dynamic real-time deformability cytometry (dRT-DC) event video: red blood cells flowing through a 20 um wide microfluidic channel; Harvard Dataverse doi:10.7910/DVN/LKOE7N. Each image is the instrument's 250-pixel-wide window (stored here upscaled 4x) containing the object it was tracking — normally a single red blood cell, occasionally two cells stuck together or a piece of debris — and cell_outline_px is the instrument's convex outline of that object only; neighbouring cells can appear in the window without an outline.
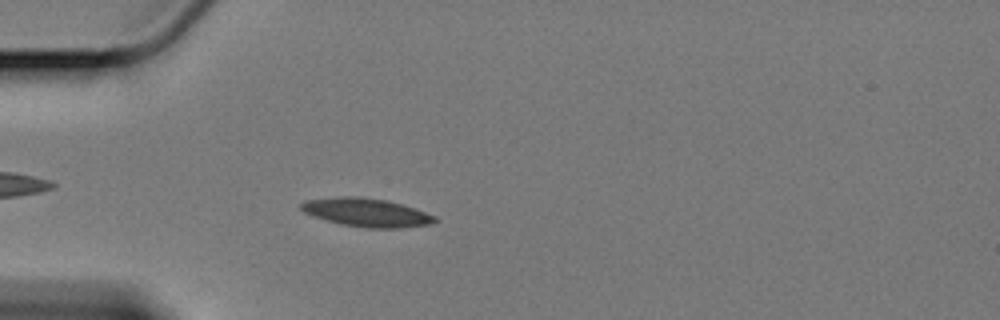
{"species": "Egyptian fruit bat (a non-hibernating species)", "species_latin": "Rousettus aegyptiacus", "temperature_condition": "cold", "stored_images_in_passage": 57, "camera_frame_rate_fps": 3000, "um_per_image_px": 0.085, "animal": {"sex": "female"}, "frame": {"image": 1, "passage_image": 17, "time_ms": 5.333, "image_size_px": [1000, 320], "cell_outline_px": [[436, 220], [432, 224], [400, 228], [364, 228], [340, 224], [312, 216], [304, 212], [300, 208], [300, 204], [304, 200], [340, 196], [360, 196], [384, 200], [400, 204], [436, 216]], "centroid_in_image_um": [31.1, 18.06], "position_along_channel_um": 53.9, "area_um2": 22.14}}
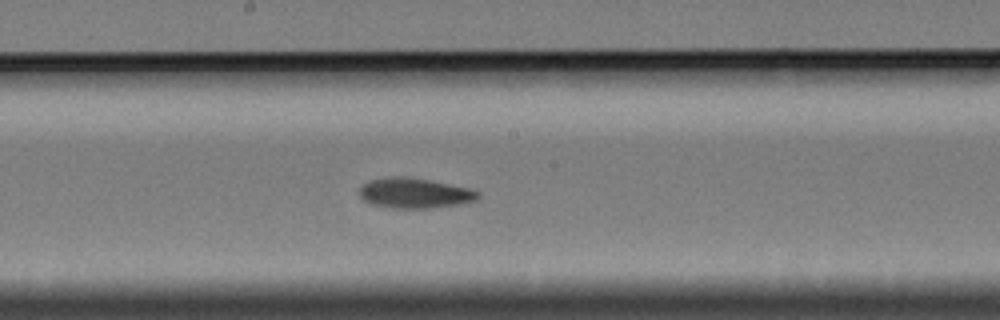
{"frame": {"image": 2, "passage_image": 32, "time_ms": 10.333, "image_size_px": [1000, 320], "cell_outline_px": [[480, 196], [476, 200], [464, 204], [428, 208], [388, 208], [372, 204], [364, 200], [360, 196], [360, 188], [368, 180], [396, 176], [404, 176], [428, 180], [472, 188], [480, 192]], "centroid_in_image_um": [35.28, 16.42], "position_along_channel_um": 212.9, "area_um2": 20.98}}
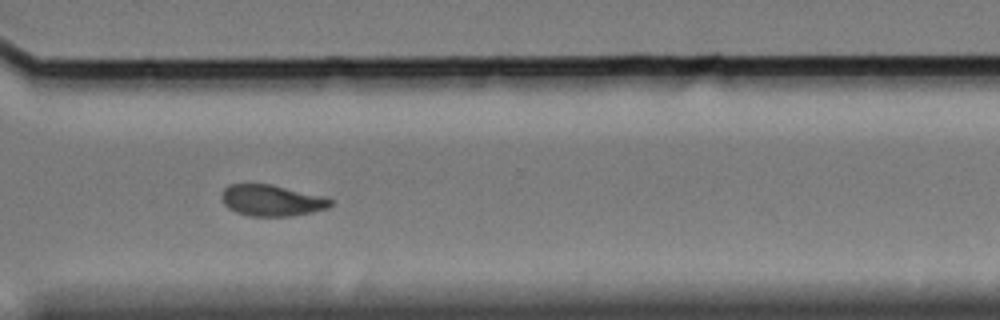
{"frame": {"image": 3, "passage_image": 44, "time_ms": 14.333, "image_size_px": [1000, 320], "cell_outline_px": [[332, 204], [328, 208], [312, 212], [292, 216], [248, 216], [236, 212], [228, 208], [224, 204], [220, 196], [224, 188], [228, 184], [268, 184], [320, 196], [332, 200]], "centroid_in_image_um": [23.03, 17.05], "position_along_channel_um": 347.6, "area_um2": 19.59}}